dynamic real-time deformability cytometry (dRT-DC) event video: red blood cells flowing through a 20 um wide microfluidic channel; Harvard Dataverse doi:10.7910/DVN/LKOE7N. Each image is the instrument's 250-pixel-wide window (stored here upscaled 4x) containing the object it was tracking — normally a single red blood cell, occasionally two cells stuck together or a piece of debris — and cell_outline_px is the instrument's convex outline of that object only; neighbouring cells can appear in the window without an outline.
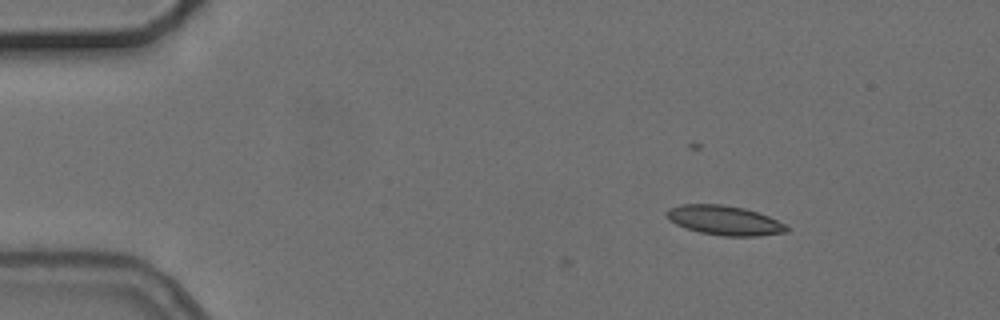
{"species": "common noctule bat (a hibernating species)", "species_latin": "Nyctalus noctula", "temperature_condition": "cold", "stored_images_in_passage": 3, "camera_frame_rate_fps": 3000, "um_per_image_px": 0.085, "animal": {"sex": "female", "body_mass_g": 24.6, "forearm_length_mm": 56.2}, "frame": {"image": 1, "passage_image": 3, "time_ms": 2.333, "image_size_px": [1000, 320], "cell_outline_px": [[788, 232], [756, 236], [724, 236], [700, 232], [676, 224], [668, 220], [664, 212], [668, 208], [680, 204], [724, 204], [744, 208], [768, 216], [784, 224], [788, 228]], "centroid_in_image_um": [61.53, 18.72], "position_along_channel_um": 23.5, "area_um2": 20.58}}